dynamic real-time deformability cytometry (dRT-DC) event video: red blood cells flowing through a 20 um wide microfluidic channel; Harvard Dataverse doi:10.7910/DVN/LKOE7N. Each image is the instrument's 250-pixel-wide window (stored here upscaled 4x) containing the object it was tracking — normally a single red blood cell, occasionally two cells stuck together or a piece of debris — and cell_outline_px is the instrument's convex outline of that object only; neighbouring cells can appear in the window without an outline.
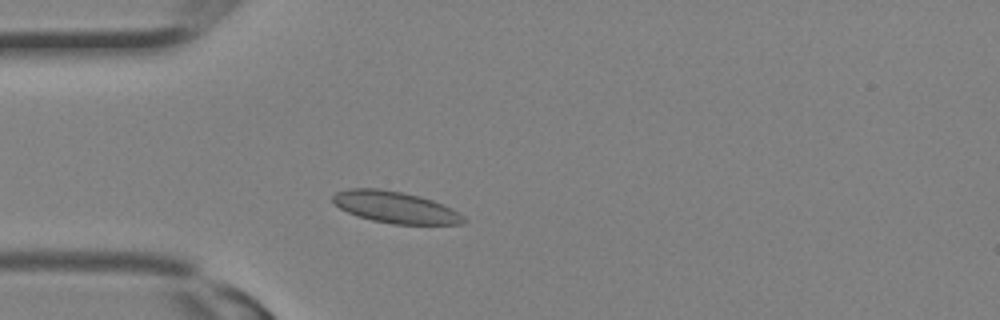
{"species": "Egyptian fruit bat (a non-hibernating species)", "species_latin": "Rousettus aegyptiacus", "temperature_condition": "room temperature", "stored_images_in_passage": 25, "camera_frame_rate_fps": 3000, "um_per_image_px": 0.085, "animal": {"sex": "female"}, "frame": {"image": 1, "passage_image": 6, "time_ms": 1.667, "image_size_px": [1000, 320], "cell_outline_px": [[468, 220], [464, 224], [392, 224], [372, 220], [356, 216], [340, 208], [332, 200], [332, 196], [336, 192], [348, 188], [380, 188], [420, 196], [444, 204], [460, 212]], "centroid_in_image_um": [33.63, 17.62], "position_along_channel_um": 51.4, "area_um2": 24.28}}
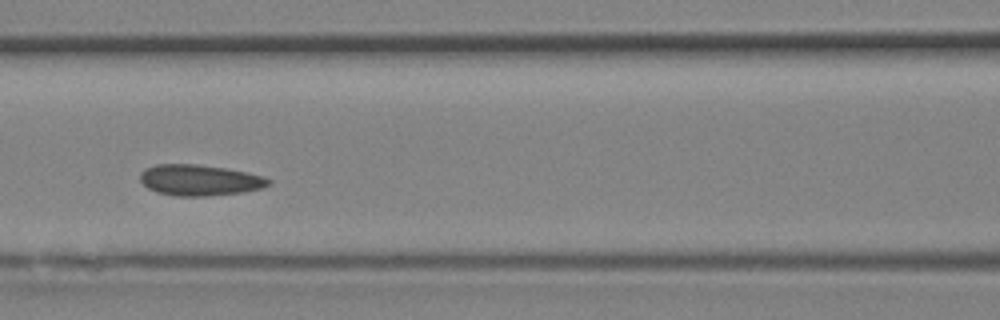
{"frame": {"image": 2, "passage_image": 11, "time_ms": 3.333, "image_size_px": [1000, 320], "cell_outline_px": [[272, 184], [264, 188], [244, 192], [208, 196], [176, 196], [156, 192], [148, 188], [140, 180], [140, 172], [144, 168], [156, 164], [196, 164], [224, 168], [248, 172], [264, 176], [272, 180]], "centroid_in_image_um": [17.0, 15.31], "position_along_channel_um": 149.6, "area_um2": 23.47}}
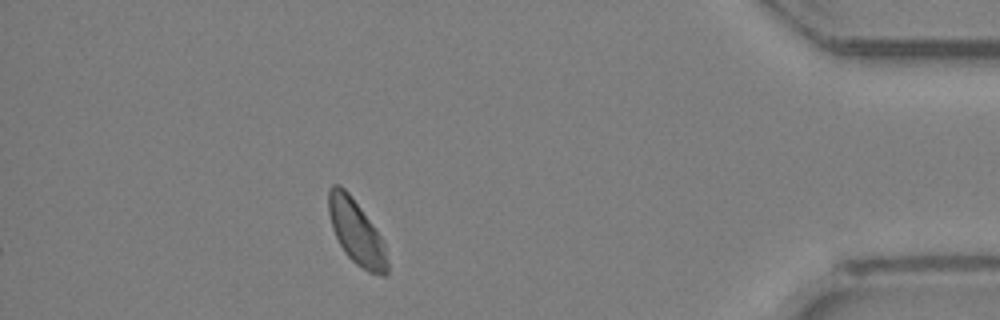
{"frame": {"image": 3, "passage_image": 25, "time_ms": 8.0, "image_size_px": [1000, 320], "cell_outline_px": [[388, 272], [384, 276], [380, 276], [368, 272], [356, 264], [344, 252], [332, 228], [328, 212], [328, 188], [332, 184], [340, 184], [348, 192], [360, 208], [380, 236], [384, 244], [388, 260]], "centroid_in_image_um": [30.27, 19.74], "position_along_channel_um": 404.9, "area_um2": 21.91}}